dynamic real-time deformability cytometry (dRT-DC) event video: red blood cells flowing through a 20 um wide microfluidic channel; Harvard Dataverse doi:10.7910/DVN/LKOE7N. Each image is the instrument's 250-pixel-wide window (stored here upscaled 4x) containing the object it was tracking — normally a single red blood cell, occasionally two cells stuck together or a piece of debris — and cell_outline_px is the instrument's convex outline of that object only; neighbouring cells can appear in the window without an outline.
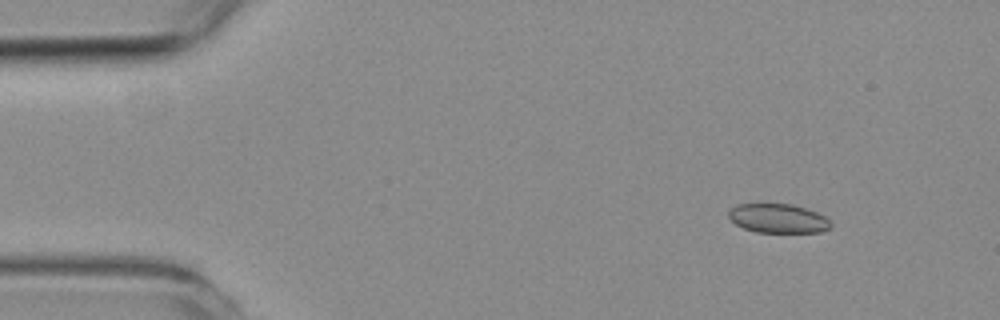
{"species": "common noctule bat (a hibernating species)", "species_latin": "Nyctalus noctula", "temperature_condition": "room temperature", "stored_images_in_passage": 55, "camera_frame_rate_fps": 3000, "um_per_image_px": 0.085, "animal": {"sex": "female", "body_mass_g": 19.3, "forearm_length_mm": 54.1}, "frame": {"image": 1, "passage_image": 6, "time_ms": 1.667, "image_size_px": [1000, 320], "cell_outline_px": [[832, 228], [820, 232], [756, 232], [744, 228], [736, 224], [728, 216], [728, 212], [736, 204], [792, 204], [816, 212], [824, 216], [832, 224]], "centroid_in_image_um": [66.15, 18.57], "position_along_channel_um": 18.9, "area_um2": 17.22}}
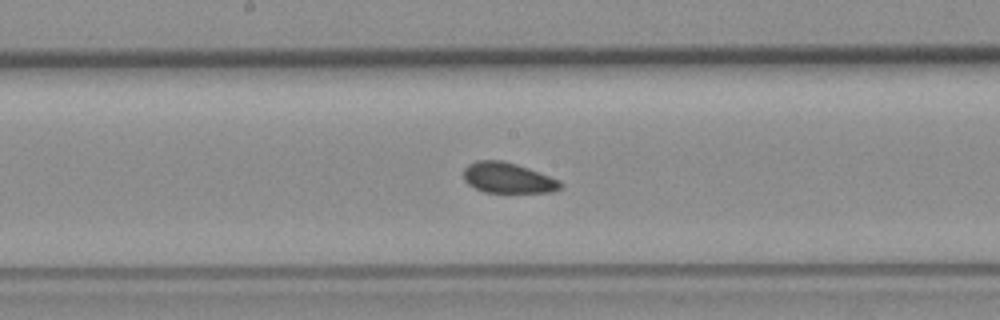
{"frame": {"image": 2, "passage_image": 28, "time_ms": 9.0, "image_size_px": [1000, 320], "cell_outline_px": [[560, 188], [552, 192], [484, 192], [468, 184], [464, 180], [464, 168], [468, 164], [476, 160], [504, 160], [528, 168], [560, 180]], "centroid_in_image_um": [43.13, 15.11], "position_along_channel_um": 205.1, "area_um2": 17.11}}
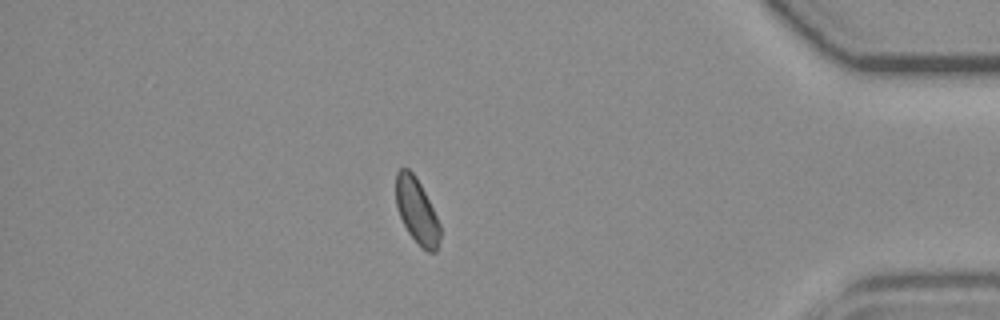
{"frame": {"image": 3, "passage_image": 47, "time_ms": 15.333, "image_size_px": [1000, 320], "cell_outline_px": [[440, 240], [436, 252], [428, 252], [408, 232], [400, 216], [396, 204], [396, 172], [400, 168], [408, 168], [416, 176], [440, 224]], "centroid_in_image_um": [35.42, 17.91], "position_along_channel_um": 399.8, "area_um2": 16.42}, "authors_computed_cell_mechanics": {"area_um2": 17.6868, "velocity_mm_per_s": 3.74, "shape_relaxation_time_tau1_ms": null, "shape_relaxation_time_tau2_ms": 3.0367, "deformation_change_tau1": null, "deformation_change_tau2": 0.0655}}